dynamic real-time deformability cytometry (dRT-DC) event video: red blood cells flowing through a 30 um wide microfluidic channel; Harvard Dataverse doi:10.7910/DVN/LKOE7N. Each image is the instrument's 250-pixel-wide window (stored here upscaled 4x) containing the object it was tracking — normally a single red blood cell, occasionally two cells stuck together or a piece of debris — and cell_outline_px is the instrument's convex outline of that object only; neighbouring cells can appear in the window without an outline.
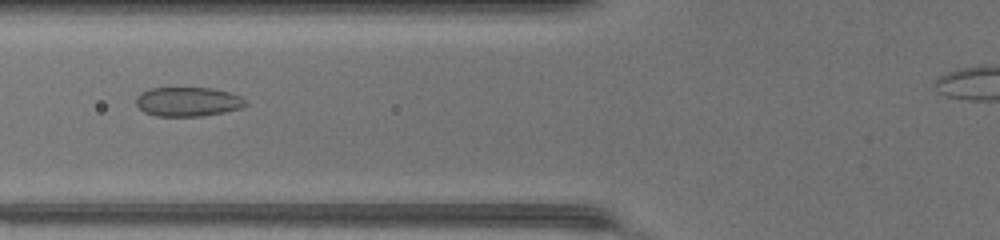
{"species": "common noctule bat (a hibernating species)", "species_latin": "Nyctalus noctula", "temperature_condition": "warm", "stored_images_in_passage": 31, "camera_frame_rate_fps": 3000, "um_per_image_px": 0.085, "animal": {"sex": "female", "body_mass_g": 17.0, "forearm_length_mm": 48.0}, "frame": {"image": 1, "passage_image": 6, "time_ms": 1.667, "image_size_px": [1000, 240], "cell_outline_px": [[248, 104], [240, 108], [224, 112], [200, 116], [156, 116], [144, 112], [136, 104], [136, 96], [152, 88], [212, 88], [228, 92], [240, 96]], "centroid_in_image_um": [15.97, 8.65], "position_along_channel_um": 109.8, "area_um2": 18.5}}
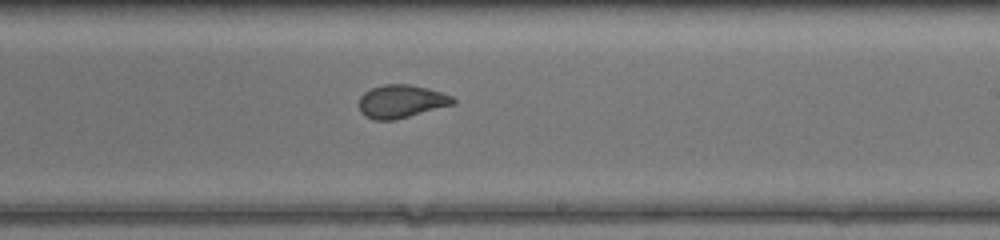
{"frame": {"image": 2, "passage_image": 16, "time_ms": 5.0, "image_size_px": [1000, 240], "cell_outline_px": [[456, 104], [392, 120], [376, 120], [364, 116], [360, 112], [360, 96], [364, 92], [372, 88], [384, 84], [408, 84], [428, 88], [452, 96], [456, 100]], "centroid_in_image_um": [34.11, 8.61], "position_along_channel_um": 254.9, "area_um2": 18.03}}
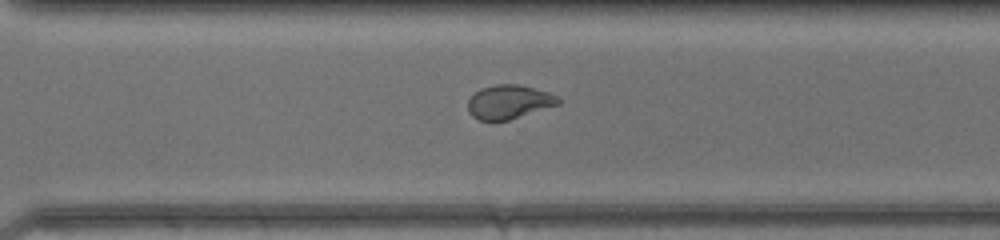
{"frame": {"image": 3, "passage_image": 21, "time_ms": 6.667, "image_size_px": [1000, 240], "cell_outline_px": [[560, 104], [508, 120], [480, 120], [472, 116], [468, 112], [468, 100], [480, 88], [496, 84], [520, 84], [548, 92], [556, 96], [560, 100]], "centroid_in_image_um": [43.25, 8.65], "position_along_channel_um": 327.3, "area_um2": 17.74}}